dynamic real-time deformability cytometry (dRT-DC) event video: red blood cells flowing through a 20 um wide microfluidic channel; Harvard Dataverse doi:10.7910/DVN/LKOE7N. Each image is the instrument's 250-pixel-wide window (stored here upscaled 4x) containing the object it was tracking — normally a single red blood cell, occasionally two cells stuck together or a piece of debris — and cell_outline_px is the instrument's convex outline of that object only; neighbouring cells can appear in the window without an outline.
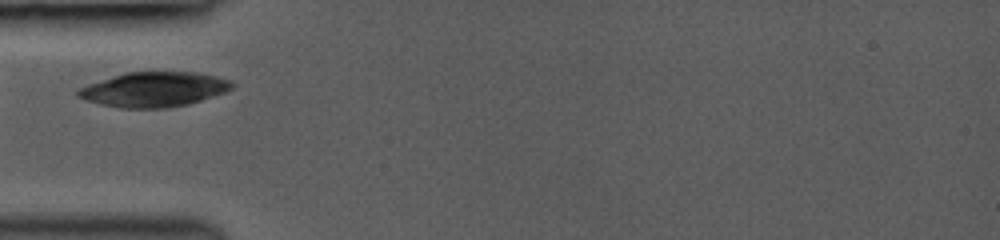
{"species": "common noctule bat (a hibernating species)", "species_latin": "Nyctalus noctula", "temperature_condition": "room temperature", "stored_images_in_passage": 4, "camera_frame_rate_fps": 3000, "um_per_image_px": 0.085, "animal": {"sex": "female", "body_mass_g": 19.0, "forearm_length_mm": 53.3}, "frame": {"image": 1, "passage_image": 2, "time_ms": 0.667, "image_size_px": [1000, 240], "cell_outline_px": [[236, 84], [232, 88], [224, 92], [188, 104], [164, 108], [120, 108], [100, 104], [84, 100], [76, 96], [76, 92], [80, 88], [88, 84], [124, 72], [196, 72], [232, 80]], "centroid_in_image_um": [13.06, 7.6], "position_along_channel_um": 71.9, "area_um2": 31.21}}